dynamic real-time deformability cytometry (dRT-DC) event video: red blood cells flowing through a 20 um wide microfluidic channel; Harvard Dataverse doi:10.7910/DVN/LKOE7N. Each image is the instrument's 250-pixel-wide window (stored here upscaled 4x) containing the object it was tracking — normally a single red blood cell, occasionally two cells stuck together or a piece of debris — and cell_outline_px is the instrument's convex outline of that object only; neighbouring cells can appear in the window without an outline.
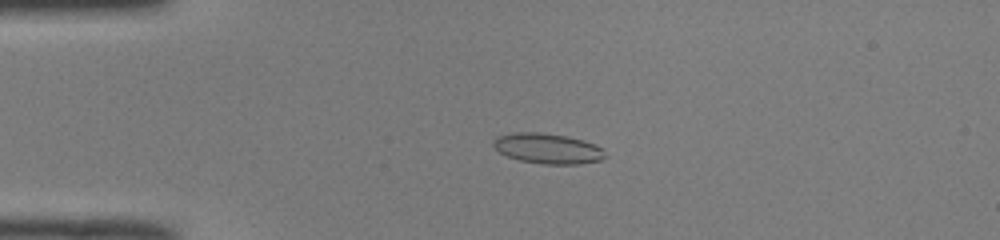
{"species": "common noctule bat (a hibernating species)", "species_latin": "Nyctalus noctula", "temperature_condition": "room temperature", "stored_images_in_passage": 39, "camera_frame_rate_fps": 3000, "um_per_image_px": 0.085, "animal": {"sex": "male", "body_mass_g": 19.0, "forearm_length_mm": 50.8}, "frame": {"image": 1, "passage_image": 1, "time_ms": 0.0, "image_size_px": [1000, 240], "cell_outline_px": [[604, 156], [600, 160], [580, 164], [544, 164], [520, 160], [508, 156], [500, 152], [492, 144], [496, 136], [516, 132], [536, 132], [564, 136], [580, 140], [592, 144], [600, 148]], "centroid_in_image_um": [46.49, 12.62], "position_along_channel_um": 38.5, "area_um2": 19.19}}
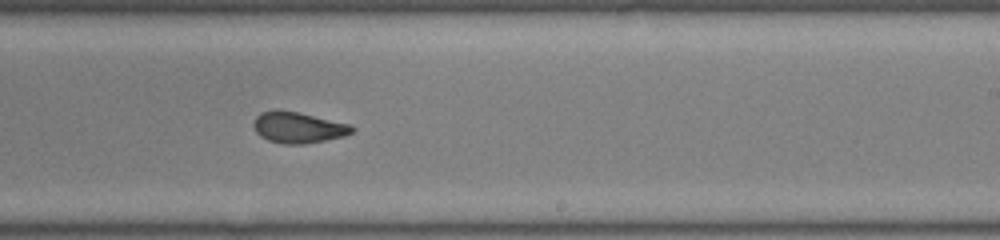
{"frame": {"image": 2, "passage_image": 20, "time_ms": 6.333, "image_size_px": [1000, 240], "cell_outline_px": [[356, 128], [352, 132], [344, 136], [304, 144], [284, 144], [268, 140], [260, 136], [256, 132], [252, 124], [256, 116], [260, 112], [276, 108], [296, 112], [348, 124]], "centroid_in_image_um": [25.28, 10.83], "position_along_channel_um": 263.7, "area_um2": 17.74}}
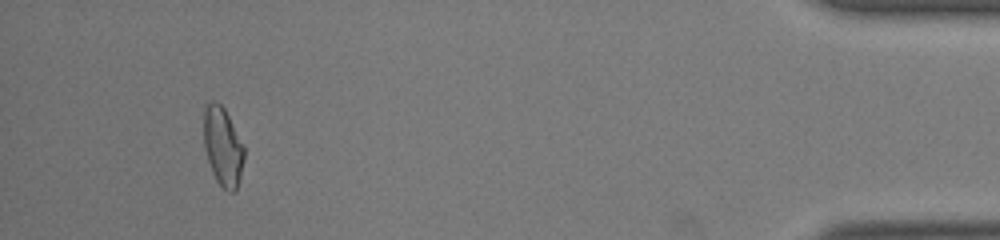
{"frame": {"image": 3, "passage_image": 36, "time_ms": 11.667, "image_size_px": [1000, 240], "cell_outline_px": [[244, 160], [240, 180], [236, 192], [228, 192], [216, 180], [212, 172], [208, 160], [204, 144], [204, 104], [212, 100], [216, 100], [224, 108], [244, 144]], "centroid_in_image_um": [18.95, 12.45], "position_along_channel_um": 416.2, "area_um2": 18.79}, "authors_computed_cell_mechanics": {"area_um2": 18.1492, "velocity_mm_per_s": 4.0884, "shape_relaxation_time_tau1_ms": null, "shape_relaxation_time_tau2_ms": 1.4121, "deformation_change_tau1": null, "deformation_change_tau2": 0.0778}}